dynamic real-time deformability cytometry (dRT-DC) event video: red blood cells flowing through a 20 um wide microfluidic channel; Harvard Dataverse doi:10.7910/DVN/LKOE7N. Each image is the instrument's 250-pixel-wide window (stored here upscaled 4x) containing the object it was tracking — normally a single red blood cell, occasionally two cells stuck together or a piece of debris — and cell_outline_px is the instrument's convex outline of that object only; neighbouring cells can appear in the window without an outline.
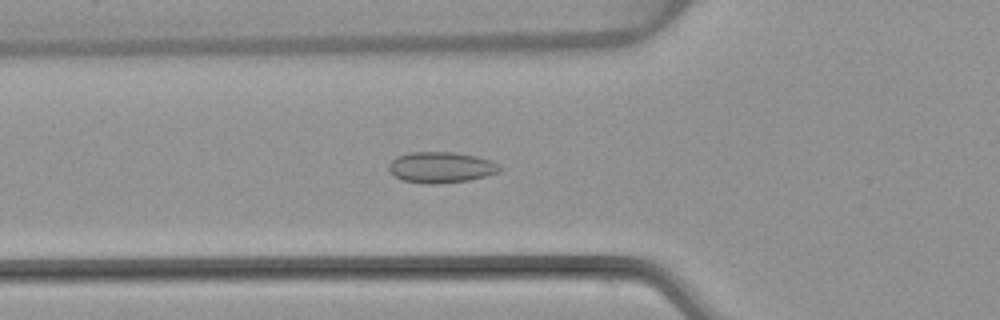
{"species": "common noctule bat (a hibernating species)", "species_latin": "Nyctalus noctula", "temperature_condition": "warm", "stored_images_in_passage": 50, "camera_frame_rate_fps": 3000, "um_per_image_px": 0.085, "animal": {"sex": "female", "body_mass_g": 22.7, "forearm_length_mm": 54.2}, "frame": {"image": 1, "passage_image": 16, "time_ms": 5.0, "image_size_px": [1000, 320], "cell_outline_px": [[504, 168], [496, 172], [484, 176], [468, 180], [436, 184], [424, 184], [404, 180], [396, 176], [388, 168], [388, 164], [396, 156], [408, 152], [456, 152], [476, 156], [500, 164]], "centroid_in_image_um": [37.47, 14.21], "position_along_channel_um": 88.3, "area_um2": 19.94}}
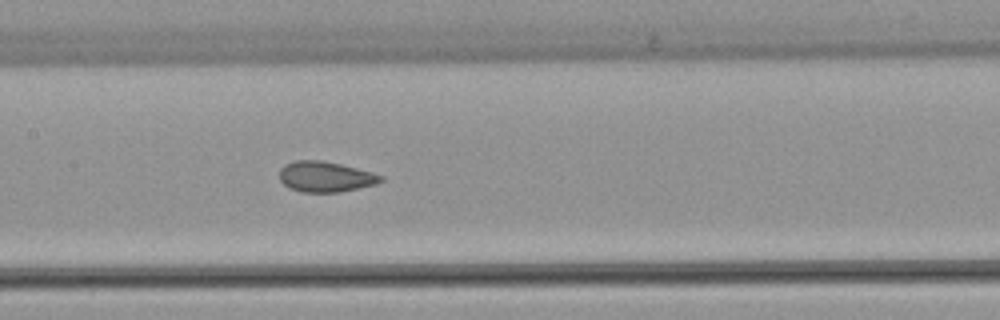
{"frame": {"image": 2, "passage_image": 23, "time_ms": 7.333, "image_size_px": [1000, 320], "cell_outline_px": [[384, 180], [376, 184], [336, 192], [304, 192], [288, 188], [280, 180], [280, 168], [284, 164], [296, 160], [320, 160], [340, 164], [372, 172], [384, 176]], "centroid_in_image_um": [27.64, 15.01], "position_along_channel_um": 179.8, "area_um2": 17.92}}
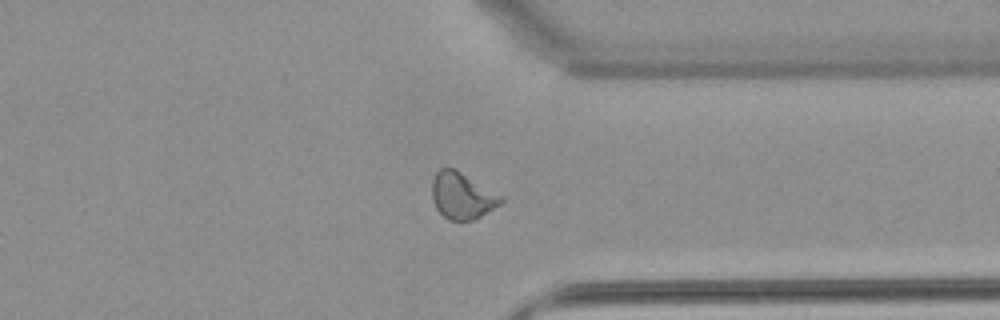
{"frame": {"image": 3, "passage_image": 38, "time_ms": 12.333, "image_size_px": [1000, 320], "cell_outline_px": [[504, 200], [500, 204], [480, 216], [472, 220], [448, 220], [436, 208], [432, 200], [432, 180], [436, 172], [440, 168], [456, 168], [504, 196]], "centroid_in_image_um": [39.28, 16.61], "position_along_channel_um": 372.1, "area_um2": 18.84}, "authors_computed_cell_mechanics": {"area_um2": 18.8428, "velocity_mm_per_s": 3.8983, "shape_relaxation_time_tau1_ms": null, "shape_relaxation_time_tau2_ms": 0.8626, "deformation_change_tau1": null, "deformation_change_tau2": 0.0727}}